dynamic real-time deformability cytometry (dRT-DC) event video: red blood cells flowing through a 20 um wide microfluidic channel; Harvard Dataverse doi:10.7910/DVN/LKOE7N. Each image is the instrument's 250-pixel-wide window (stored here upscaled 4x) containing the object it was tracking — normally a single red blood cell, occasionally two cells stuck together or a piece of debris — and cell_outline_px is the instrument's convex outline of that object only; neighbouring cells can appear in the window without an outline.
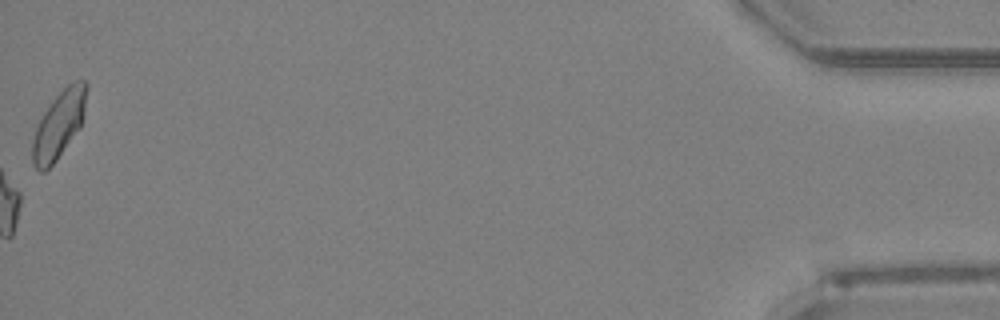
{"species": "Egyptian fruit bat (a non-hibernating species)", "species_latin": "Rousettus aegyptiacus", "temperature_condition": "room temperature", "stored_images_in_passage": 49, "camera_frame_rate_fps": 3000, "um_per_image_px": 0.085, "animal": {"sex": "female"}, "frame": {"image": 1, "passage_image": 49, "time_ms": 16.0, "image_size_px": [1000, 320], "cell_outline_px": [[88, 88], [84, 116], [80, 128], [56, 160], [44, 172], [40, 172], [32, 164], [32, 140], [36, 128], [44, 112], [52, 100], [72, 80], [84, 80], [88, 84]], "centroid_in_image_um": [5.03, 10.58], "position_along_channel_um": 430.2, "area_um2": 21.27}}